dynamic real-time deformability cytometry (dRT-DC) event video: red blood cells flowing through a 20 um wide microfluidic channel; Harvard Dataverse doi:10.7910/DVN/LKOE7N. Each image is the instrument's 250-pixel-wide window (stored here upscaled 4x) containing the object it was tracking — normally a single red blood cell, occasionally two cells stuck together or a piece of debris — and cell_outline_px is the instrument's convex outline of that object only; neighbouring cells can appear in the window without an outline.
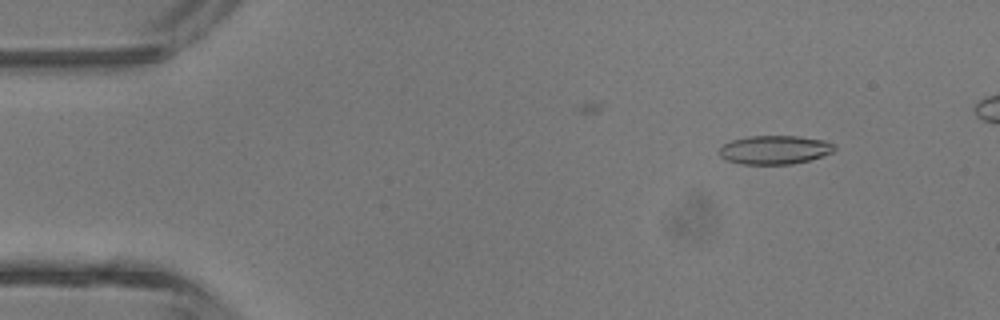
{"species": "common noctule bat (a hibernating species)", "species_latin": "Nyctalus noctula", "temperature_condition": "room temperature", "stored_images_in_passage": 5, "camera_frame_rate_fps": 3000, "um_per_image_px": 0.085, "animal": {"sex": "male", "body_mass_g": 13.3}, "frame": {"image": 1, "passage_image": 2, "time_ms": 1.333, "image_size_px": [1000, 320], "cell_outline_px": [[836, 148], [832, 152], [808, 160], [792, 164], [740, 164], [728, 160], [720, 156], [720, 148], [724, 144], [732, 140], [748, 136], [800, 136], [824, 140], [836, 144]], "centroid_in_image_um": [65.86, 12.72], "position_along_channel_um": 19.1, "area_um2": 19.19}}